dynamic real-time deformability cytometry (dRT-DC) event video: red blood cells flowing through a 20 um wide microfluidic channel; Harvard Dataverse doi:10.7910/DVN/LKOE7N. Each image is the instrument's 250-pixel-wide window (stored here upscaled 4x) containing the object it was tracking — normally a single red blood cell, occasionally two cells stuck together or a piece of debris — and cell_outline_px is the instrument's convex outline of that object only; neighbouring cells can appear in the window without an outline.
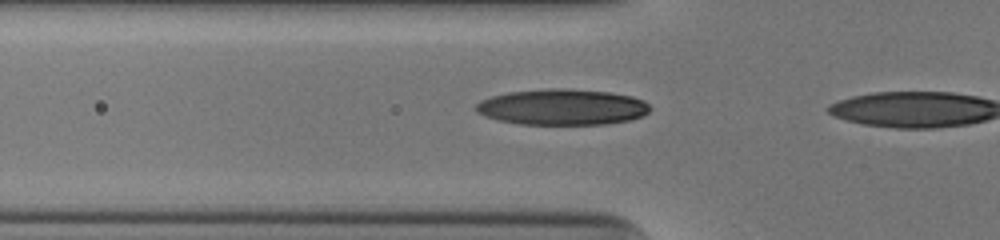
{"species": "human", "species_latin": "Homo sapiens", "temperature_condition": "cold", "stored_images_in_passage": 6, "camera_frame_rate_fps": 3000, "um_per_image_px": 0.085, "donor": {"sex": "male"}, "frame": {"image": 1, "passage_image": 4, "time_ms": 1.0, "image_size_px": [1000, 240], "cell_outline_px": [[652, 108], [648, 112], [640, 116], [628, 120], [604, 124], [520, 124], [500, 120], [484, 116], [476, 112], [476, 104], [480, 100], [492, 96], [508, 92], [548, 88], [560, 88], [608, 92], [632, 96], [644, 100]], "centroid_in_image_um": [47.77, 9.09], "position_along_channel_um": 78.0, "area_um2": 36.3}}